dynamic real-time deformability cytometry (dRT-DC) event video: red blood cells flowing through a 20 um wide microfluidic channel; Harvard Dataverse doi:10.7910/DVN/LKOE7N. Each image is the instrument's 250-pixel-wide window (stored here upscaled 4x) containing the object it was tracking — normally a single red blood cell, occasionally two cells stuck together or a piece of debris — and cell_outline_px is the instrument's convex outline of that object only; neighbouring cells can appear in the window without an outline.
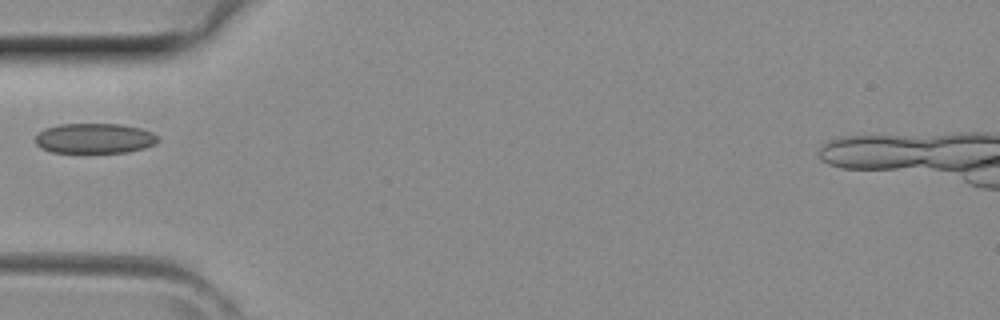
{"species": "common noctule bat (a hibernating species)", "species_latin": "Nyctalus noctula", "temperature_condition": "room temperature", "stored_images_in_passage": 2, "camera_frame_rate_fps": 3000, "um_per_image_px": 0.085, "animal": {"sex": "female", "body_mass_g": 29.2, "forearm_length_mm": 56.3}, "frame": {"image": 1, "passage_image": 1, "time_ms": 0.0, "image_size_px": [1000, 320], "cell_outline_px": [[160, 140], [156, 144], [144, 148], [128, 152], [52, 152], [40, 148], [36, 144], [36, 136], [44, 128], [60, 124], [124, 124], [140, 128], [152, 132], [160, 136]], "centroid_in_image_um": [8.08, 11.75], "position_along_channel_um": 76.9, "area_um2": 21.68}}